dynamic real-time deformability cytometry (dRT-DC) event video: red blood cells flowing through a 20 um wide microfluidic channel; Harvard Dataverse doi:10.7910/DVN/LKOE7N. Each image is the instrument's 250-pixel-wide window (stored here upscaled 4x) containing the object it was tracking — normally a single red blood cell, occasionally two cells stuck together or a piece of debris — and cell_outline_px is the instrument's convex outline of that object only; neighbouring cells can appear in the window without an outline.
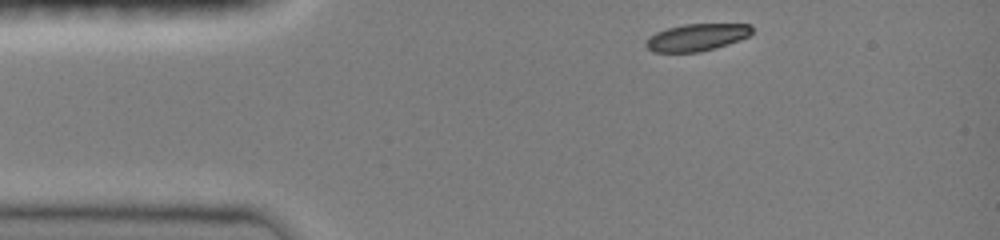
{"species": "common noctule bat (a hibernating species)", "species_latin": "Nyctalus noctula", "temperature_condition": "room temperature", "stored_images_in_passage": 36, "camera_frame_rate_fps": 3000, "um_per_image_px": 0.085, "animal": {"sex": "female", "body_mass_g": 19.0, "forearm_length_mm": 51.5}, "frame": {"image": 1, "passage_image": 1, "time_ms": 0.0, "image_size_px": [1000, 240], "cell_outline_px": [[752, 32], [748, 36], [740, 40], [716, 48], [700, 52], [652, 52], [644, 44], [656, 32], [668, 28], [684, 24], [752, 24]], "centroid_in_image_um": [59.25, 3.18], "position_along_channel_um": 25.8, "area_um2": 16.7}}
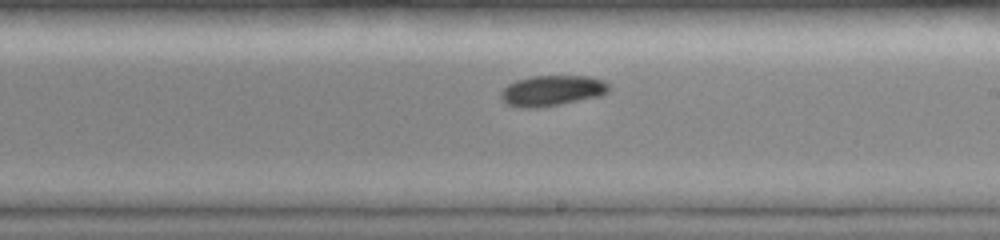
{"frame": {"image": 2, "passage_image": 21, "time_ms": 6.667, "image_size_px": [1000, 240], "cell_outline_px": [[608, 92], [600, 96], [560, 104], [536, 108], [524, 108], [508, 104], [500, 100], [500, 92], [508, 84], [516, 80], [532, 76], [588, 76], [604, 80], [608, 84]], "centroid_in_image_um": [46.9, 7.7], "position_along_channel_um": 242.1, "area_um2": 19.25}}
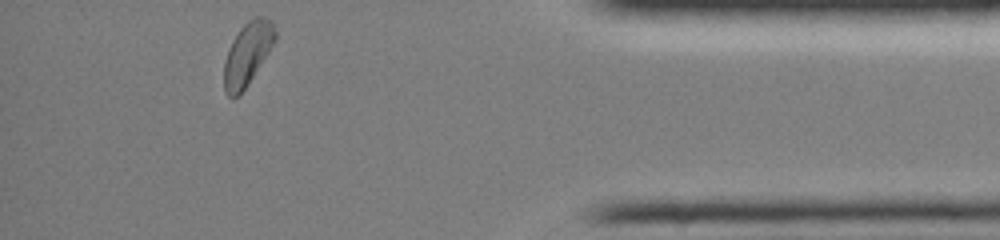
{"frame": {"image": 3, "passage_image": 36, "time_ms": 11.667, "image_size_px": [1000, 240], "cell_outline_px": [[276, 40], [248, 84], [232, 100], [224, 92], [224, 60], [228, 48], [232, 40], [240, 28], [248, 20], [256, 16], [260, 16], [268, 20], [276, 28]], "centroid_in_image_um": [21.01, 4.58], "position_along_channel_um": 414.2, "area_um2": 18.61}, "authors_computed_cell_mechanics": {"area_um2": 18.4382, "velocity_mm_per_s": 4.0258, "shape_relaxation_time_tau1_ms": 2.6043, "shape_relaxation_time_tau2_ms": null, "deformation_change_tau1": 0.0916, "deformation_change_tau2": null}}